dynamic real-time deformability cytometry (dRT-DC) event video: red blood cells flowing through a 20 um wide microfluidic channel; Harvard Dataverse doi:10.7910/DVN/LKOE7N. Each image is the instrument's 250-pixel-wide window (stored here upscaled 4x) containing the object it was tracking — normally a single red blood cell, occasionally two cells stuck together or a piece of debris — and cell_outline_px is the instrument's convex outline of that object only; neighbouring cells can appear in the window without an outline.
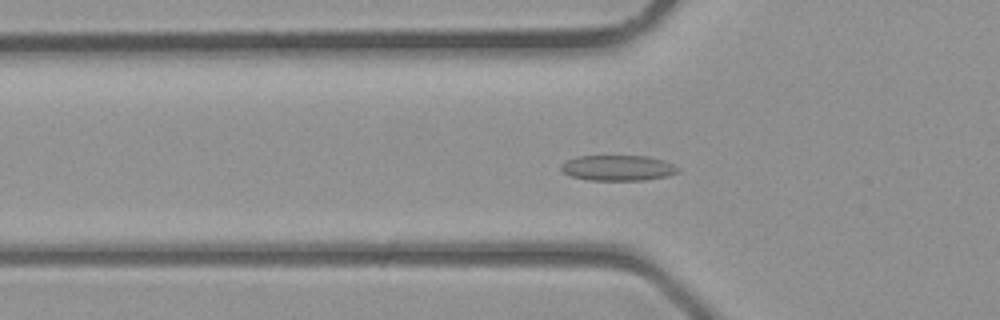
{"species": "common noctule bat (a hibernating species)", "species_latin": "Nyctalus noctula", "temperature_condition": "room temperature", "stored_images_in_passage": 31, "camera_frame_rate_fps": 3000, "um_per_image_px": 0.085, "animal": {"sex": "male", "body_mass_g": 23.1, "forearm_length_mm": 52.7}, "frame": {"image": 1, "passage_image": 6, "time_ms": 1.667, "image_size_px": [1000, 320], "cell_outline_px": [[680, 172], [668, 176], [644, 180], [588, 180], [572, 176], [564, 172], [560, 168], [560, 164], [576, 156], [648, 156], [664, 160], [680, 168]], "centroid_in_image_um": [52.55, 14.27], "position_along_channel_um": 73.2, "area_um2": 17.46}}
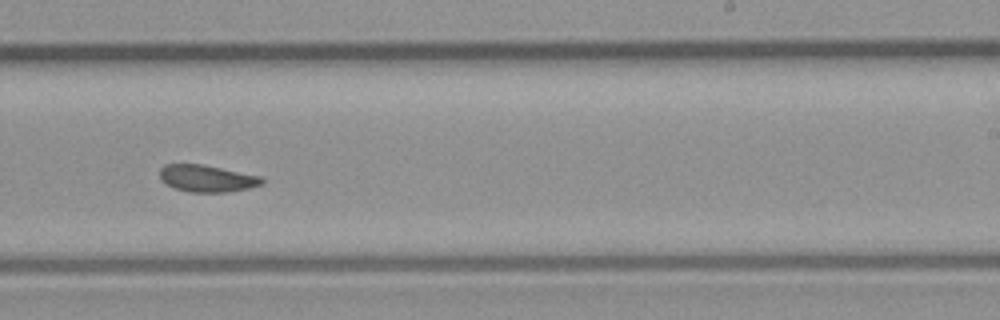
{"frame": {"image": 2, "passage_image": 17, "time_ms": 5.333, "image_size_px": [1000, 320], "cell_outline_px": [[264, 184], [248, 188], [228, 192], [192, 192], [176, 188], [160, 180], [160, 168], [164, 164], [200, 164], [260, 176], [264, 180]], "centroid_in_image_um": [17.59, 15.16], "position_along_channel_um": 271.4, "area_um2": 15.84}}
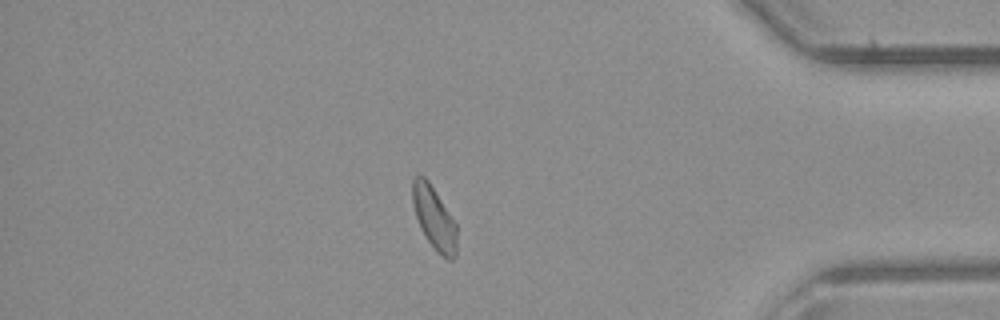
{"frame": {"image": 3, "passage_image": 26, "time_ms": 8.333, "image_size_px": [1000, 320], "cell_outline_px": [[456, 256], [452, 260], [448, 260], [436, 252], [420, 228], [416, 216], [412, 200], [412, 180], [416, 176], [424, 176], [428, 180], [456, 224]], "centroid_in_image_um": [36.9, 18.56], "position_along_channel_um": 398.3, "area_um2": 16.01}}